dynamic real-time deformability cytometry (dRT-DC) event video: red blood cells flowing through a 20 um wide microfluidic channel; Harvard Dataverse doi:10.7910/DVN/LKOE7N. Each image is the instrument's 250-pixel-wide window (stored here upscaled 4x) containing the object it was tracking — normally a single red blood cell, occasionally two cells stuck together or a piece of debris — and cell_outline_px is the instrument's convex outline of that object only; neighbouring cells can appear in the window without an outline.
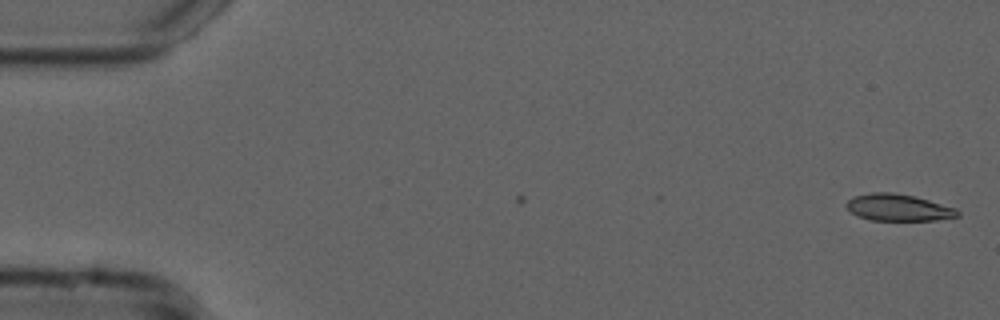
{"species": "common noctule bat (a hibernating species)", "species_latin": "Nyctalus noctula", "temperature_condition": "cold", "stored_images_in_passage": 53, "camera_frame_rate_fps": 3000, "um_per_image_px": 0.085, "animal": {"sex": "male", "forearm_length_mm": 52.5}, "frame": {"image": 1, "passage_image": 1, "time_ms": 0.0, "image_size_px": [1000, 320], "cell_outline_px": [[960, 216], [936, 220], [872, 220], [856, 216], [844, 204], [852, 196], [872, 192], [892, 192], [916, 196], [956, 208], [960, 212]], "centroid_in_image_um": [76.35, 17.63], "position_along_channel_um": 8.6, "area_um2": 17.51}}
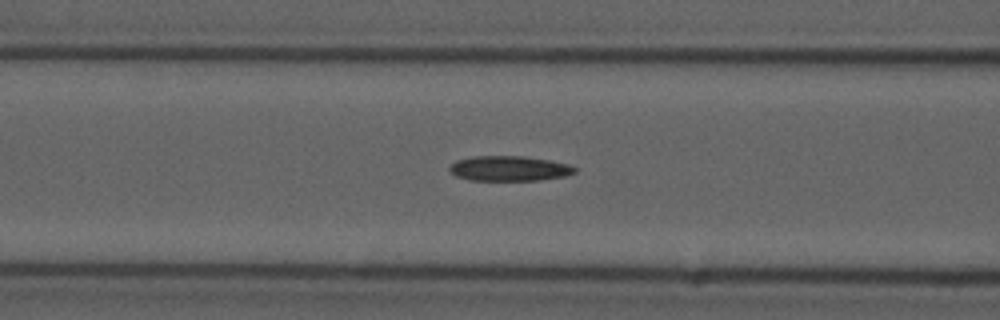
{"frame": {"image": 2, "passage_image": 21, "time_ms": 6.667, "image_size_px": [1000, 320], "cell_outline_px": [[576, 172], [564, 176], [540, 180], [468, 180], [456, 176], [448, 168], [456, 160], [472, 156], [524, 156], [548, 160], [568, 164], [576, 168]], "centroid_in_image_um": [43.27, 14.32], "position_along_channel_um": 123.3, "area_um2": 18.21}}
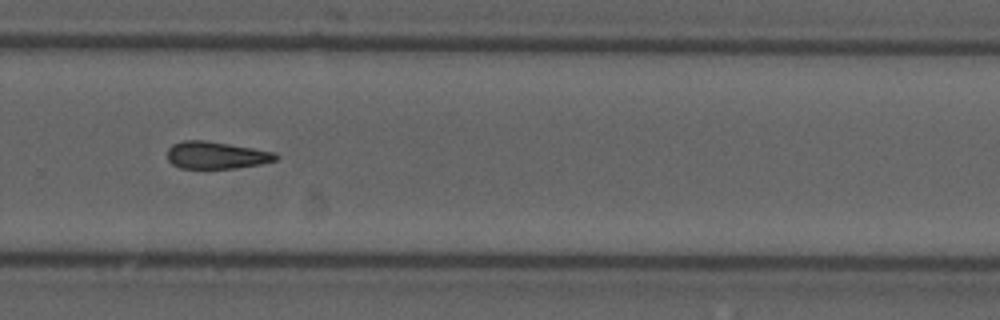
{"frame": {"image": 3, "passage_image": 36, "time_ms": 11.667, "image_size_px": [1000, 320], "cell_outline_px": [[280, 156], [276, 160], [260, 164], [236, 168], [180, 168], [172, 164], [168, 160], [168, 148], [172, 144], [184, 140], [204, 140], [276, 152]], "centroid_in_image_um": [18.38, 13.19], "position_along_channel_um": 311.4, "area_um2": 17.17}}